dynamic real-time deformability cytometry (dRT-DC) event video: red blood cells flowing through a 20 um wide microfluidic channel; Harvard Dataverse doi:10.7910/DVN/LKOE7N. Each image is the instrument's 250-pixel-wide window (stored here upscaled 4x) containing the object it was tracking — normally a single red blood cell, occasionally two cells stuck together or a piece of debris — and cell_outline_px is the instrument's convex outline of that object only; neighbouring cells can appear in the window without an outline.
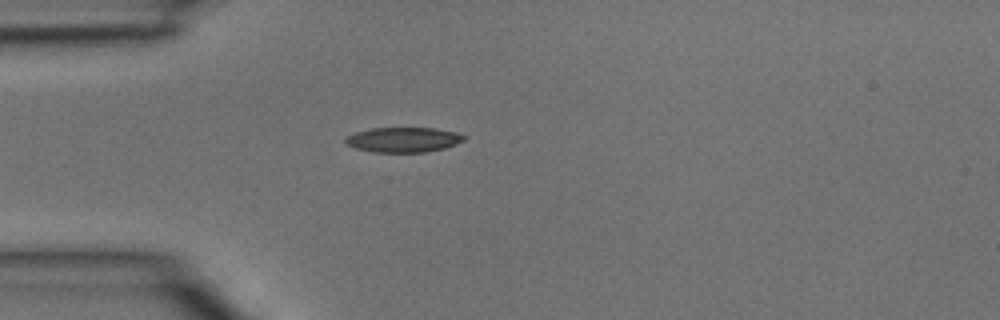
{"species": "common noctule bat (a hibernating species)", "species_latin": "Nyctalus noctula", "temperature_condition": "room temperature", "stored_images_in_passage": 24, "camera_frame_rate_fps": 3000, "um_per_image_px": 0.085, "animal": {"sex": "male", "body_mass_g": 15.6}, "frame": {"image": 1, "passage_image": 1, "time_ms": 0.0, "image_size_px": [1000, 320], "cell_outline_px": [[464, 140], [456, 144], [444, 148], [424, 152], [372, 152], [356, 148], [344, 144], [344, 136], [356, 132], [372, 128], [432, 128], [456, 132], [464, 136]], "centroid_in_image_um": [34.22, 11.88], "position_along_channel_um": 50.8, "area_um2": 17.22}}
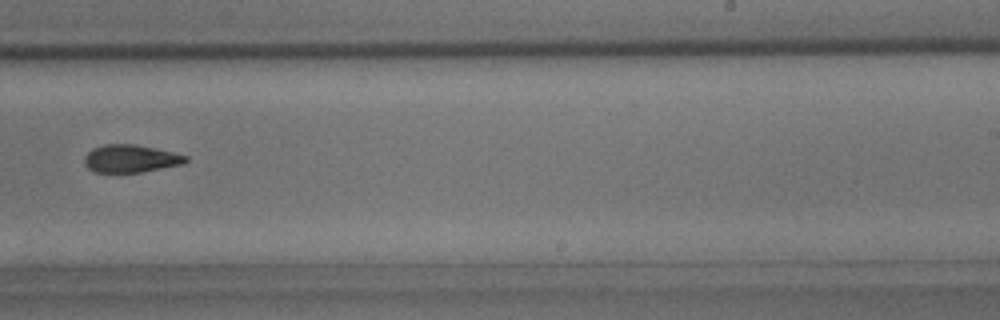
{"frame": {"image": 2, "passage_image": 15, "time_ms": 4.667, "image_size_px": [1000, 320], "cell_outline_px": [[188, 160], [184, 164], [140, 172], [96, 172], [88, 168], [84, 164], [84, 156], [92, 148], [104, 144], [132, 144], [172, 152], [188, 156]], "centroid_in_image_um": [11.08, 13.48], "position_along_channel_um": 277.9, "area_um2": 16.24}}